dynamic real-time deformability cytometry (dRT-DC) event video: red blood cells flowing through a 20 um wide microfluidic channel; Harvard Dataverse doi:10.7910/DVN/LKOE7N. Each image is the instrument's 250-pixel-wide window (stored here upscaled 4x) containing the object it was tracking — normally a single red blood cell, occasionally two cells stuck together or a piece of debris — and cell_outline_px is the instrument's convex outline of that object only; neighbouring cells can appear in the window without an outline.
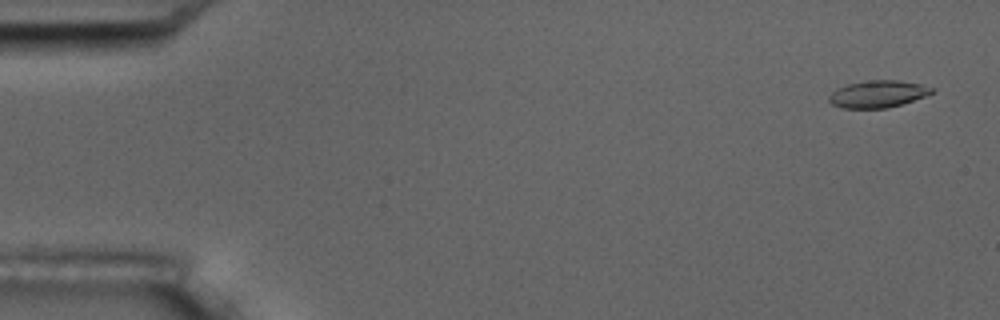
{"species": "common noctule bat (a hibernating species)", "species_latin": "Nyctalus noctula", "temperature_condition": "room temperature", "stored_images_in_passage": 5, "camera_frame_rate_fps": 3000, "um_per_image_px": 0.085, "animal": {"sex": "male", "body_mass_g": 17.5, "forearm_length_mm": 52.3}, "frame": {"image": 1, "passage_image": 1, "time_ms": 0.0, "image_size_px": [1000, 320], "cell_outline_px": [[936, 88], [932, 92], [924, 96], [888, 108], [844, 108], [832, 104], [828, 100], [828, 96], [836, 88], [848, 84], [872, 80], [896, 80], [920, 84]], "centroid_in_image_um": [74.59, 7.99], "position_along_channel_um": 10.4, "area_um2": 16.01}}